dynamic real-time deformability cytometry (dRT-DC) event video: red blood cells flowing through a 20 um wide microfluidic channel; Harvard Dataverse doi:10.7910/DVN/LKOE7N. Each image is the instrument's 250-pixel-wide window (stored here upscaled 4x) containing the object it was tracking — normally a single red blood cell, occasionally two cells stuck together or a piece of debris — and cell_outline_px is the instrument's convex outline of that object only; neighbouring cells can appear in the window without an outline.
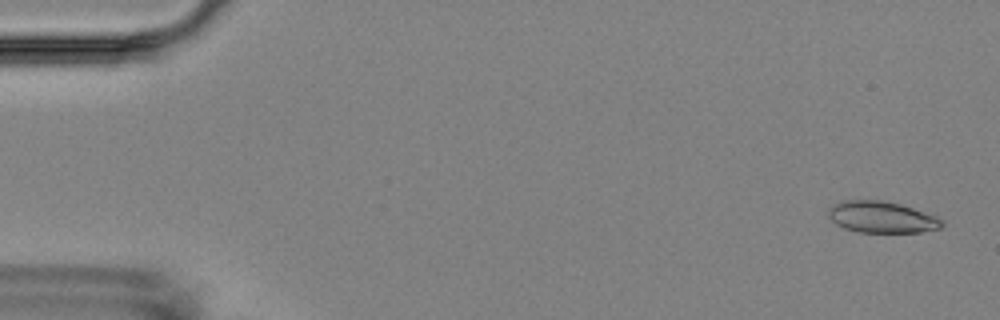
{"species": "Egyptian fruit bat (a non-hibernating species)", "species_latin": "Rousettus aegyptiacus", "temperature_condition": "room temperature", "stored_images_in_passage": 6, "camera_frame_rate_fps": 3000, "um_per_image_px": 0.085, "animal": {"sex": "female"}, "frame": {"image": 1, "passage_image": 1, "time_ms": 0.0, "image_size_px": [1000, 320], "cell_outline_px": [[944, 224], [940, 228], [920, 232], [860, 232], [844, 228], [836, 224], [828, 216], [828, 208], [840, 200], [884, 200], [900, 204], [936, 216], [944, 220]], "centroid_in_image_um": [74.93, 18.45], "position_along_channel_um": 10.1, "area_um2": 20.87}}